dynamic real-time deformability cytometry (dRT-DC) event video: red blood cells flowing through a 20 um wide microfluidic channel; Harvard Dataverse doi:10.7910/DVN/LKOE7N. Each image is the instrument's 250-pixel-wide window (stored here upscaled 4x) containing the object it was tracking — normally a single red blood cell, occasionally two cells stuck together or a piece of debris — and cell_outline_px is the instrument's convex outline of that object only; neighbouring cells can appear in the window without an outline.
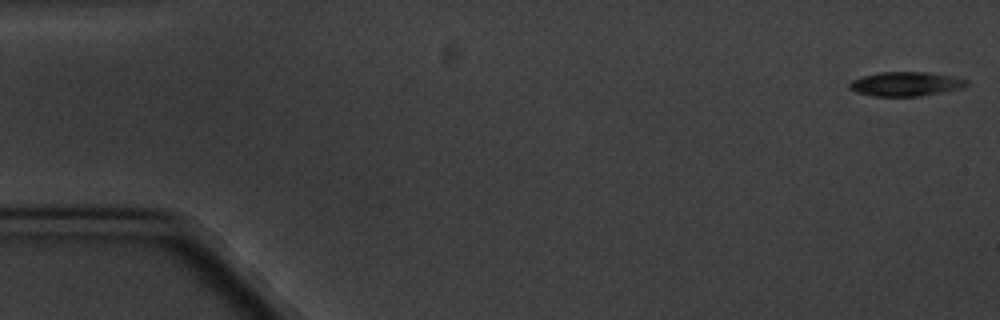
{"species": "common noctule bat (a hibernating species)", "species_latin": "Nyctalus noctula", "temperature_condition": "cold", "stored_images_in_passage": 5, "camera_frame_rate_fps": 3000, "um_per_image_px": 0.085, "animal": {"sex": "male", "body_mass_g": 20.1, "forearm_length_mm": 53.5}, "frame": {"image": 1, "passage_image": 1, "time_ms": 0.0, "image_size_px": [1000, 320], "cell_outline_px": [[968, 84], [964, 88], [920, 96], [876, 96], [856, 92], [848, 88], [848, 84], [852, 80], [864, 76], [880, 72], [928, 72], [968, 80]], "centroid_in_image_um": [76.98, 7.14], "position_along_channel_um": 8.0, "area_um2": 16.42}}
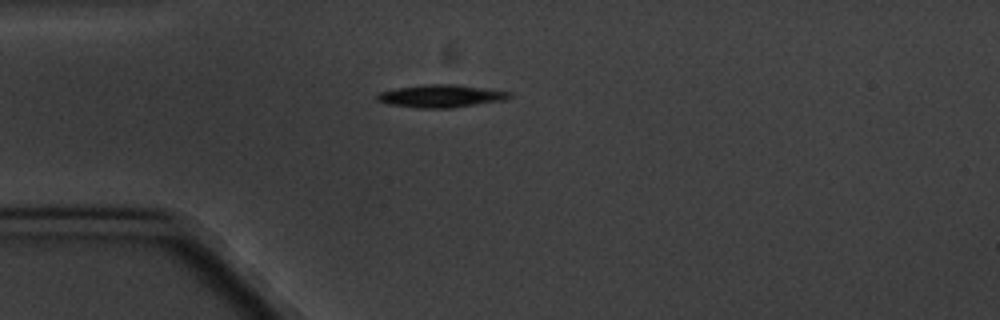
{"frame": {"image": 2, "passage_image": 5, "time_ms": 4.667, "image_size_px": [1000, 320], "cell_outline_px": [[512, 96], [504, 100], [452, 108], [416, 108], [388, 104], [376, 100], [376, 96], [380, 92], [396, 88], [424, 84], [456, 84], [512, 92]], "centroid_in_image_um": [37.47, 8.16], "position_along_channel_um": 47.5, "area_um2": 17.57}}